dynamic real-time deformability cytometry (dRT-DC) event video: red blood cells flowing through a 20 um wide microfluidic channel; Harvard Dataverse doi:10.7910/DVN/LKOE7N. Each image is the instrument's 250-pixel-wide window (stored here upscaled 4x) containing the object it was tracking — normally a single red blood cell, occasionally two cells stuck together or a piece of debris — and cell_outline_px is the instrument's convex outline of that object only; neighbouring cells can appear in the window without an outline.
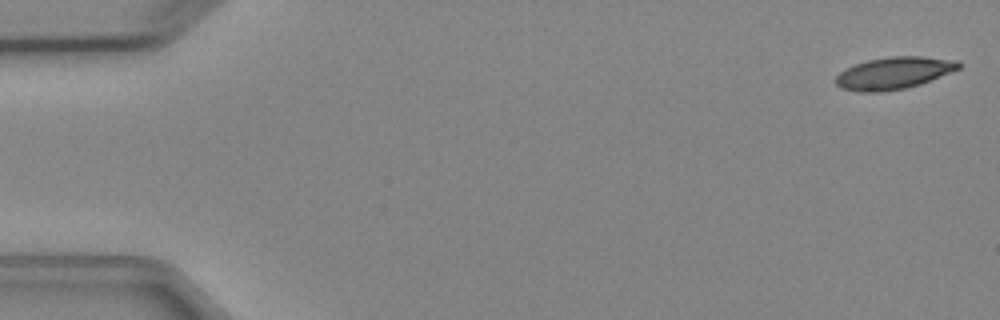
{"species": "Egyptian fruit bat (a non-hibernating species)", "species_latin": "Rousettus aegyptiacus", "temperature_condition": "cold", "stored_images_in_passage": 6, "segment_of_instrument_passage": [1, 2], "camera_frame_rate_fps": 3000, "um_per_image_px": 0.085, "animal": {"sex": "female"}, "frame": {"image": 1, "passage_image": 1, "time_ms": 0.0, "image_size_px": [1000, 320], "cell_outline_px": [[960, 68], [920, 84], [904, 88], [880, 92], [860, 92], [840, 88], [836, 84], [836, 76], [844, 68], [868, 60], [892, 56], [920, 56], [960, 60]], "centroid_in_image_um": [75.96, 6.2], "position_along_channel_um": 9.0, "area_um2": 22.89}}